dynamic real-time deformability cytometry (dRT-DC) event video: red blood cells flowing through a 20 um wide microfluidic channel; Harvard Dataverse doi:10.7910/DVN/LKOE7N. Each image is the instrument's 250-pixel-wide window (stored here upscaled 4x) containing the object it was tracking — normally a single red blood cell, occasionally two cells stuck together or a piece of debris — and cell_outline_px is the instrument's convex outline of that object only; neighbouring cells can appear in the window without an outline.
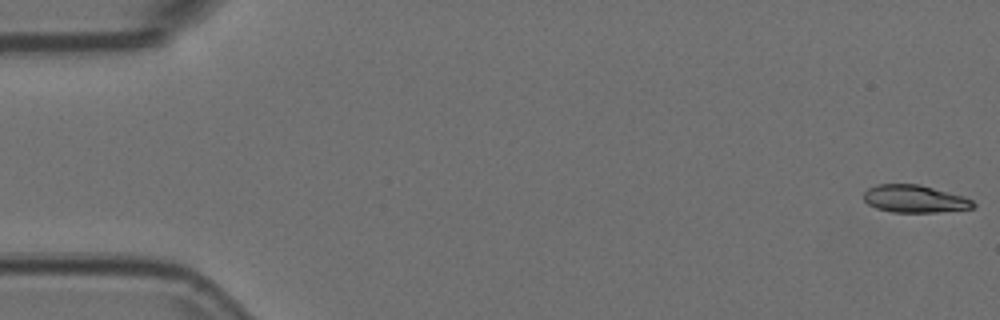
{"species": "Egyptian fruit bat (a non-hibernating species)", "species_latin": "Rousettus aegyptiacus", "temperature_condition": "room temperature", "stored_images_in_passage": 11, "camera_frame_rate_fps": 3000, "um_per_image_px": 0.085, "animal": {"sex": "female"}, "frame": {"image": 1, "passage_image": 1, "time_ms": 0.0, "image_size_px": [1000, 320], "cell_outline_px": [[976, 208], [936, 212], [892, 212], [876, 208], [868, 204], [864, 200], [864, 192], [868, 188], [876, 184], [920, 184], [964, 196], [972, 200], [976, 204]], "centroid_in_image_um": [77.76, 16.9], "position_along_channel_um": 7.2, "area_um2": 17.69}}